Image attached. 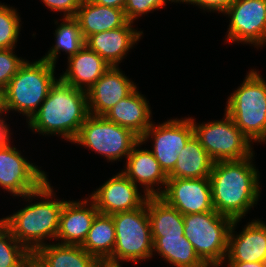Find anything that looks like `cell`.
Listing matches in <instances>:
<instances>
[{"mask_svg":"<svg viewBox=\"0 0 266 267\" xmlns=\"http://www.w3.org/2000/svg\"><path fill=\"white\" fill-rule=\"evenodd\" d=\"M254 157L213 163L209 179L213 208L219 214L238 220L257 205L261 187Z\"/></svg>","mask_w":266,"mask_h":267,"instance_id":"cell-1","label":"cell"},{"mask_svg":"<svg viewBox=\"0 0 266 267\" xmlns=\"http://www.w3.org/2000/svg\"><path fill=\"white\" fill-rule=\"evenodd\" d=\"M55 197L53 186L47 180L37 191L21 197L29 204L9 216L0 218L16 240L31 254L47 245L46 240H56L60 214L66 200ZM33 198H40V201L32 203Z\"/></svg>","mask_w":266,"mask_h":267,"instance_id":"cell-2","label":"cell"},{"mask_svg":"<svg viewBox=\"0 0 266 267\" xmlns=\"http://www.w3.org/2000/svg\"><path fill=\"white\" fill-rule=\"evenodd\" d=\"M86 91L64 82L59 76L37 112L27 122L39 135H58L73 142L89 116Z\"/></svg>","mask_w":266,"mask_h":267,"instance_id":"cell-3","label":"cell"},{"mask_svg":"<svg viewBox=\"0 0 266 267\" xmlns=\"http://www.w3.org/2000/svg\"><path fill=\"white\" fill-rule=\"evenodd\" d=\"M55 67L41 58L34 62L26 59L1 92V107L6 114L11 111L18 112L26 116L27 123L57 80Z\"/></svg>","mask_w":266,"mask_h":267,"instance_id":"cell-4","label":"cell"},{"mask_svg":"<svg viewBox=\"0 0 266 267\" xmlns=\"http://www.w3.org/2000/svg\"><path fill=\"white\" fill-rule=\"evenodd\" d=\"M229 96L224 109L235 125L251 141L266 142V80L251 69Z\"/></svg>","mask_w":266,"mask_h":267,"instance_id":"cell-5","label":"cell"},{"mask_svg":"<svg viewBox=\"0 0 266 267\" xmlns=\"http://www.w3.org/2000/svg\"><path fill=\"white\" fill-rule=\"evenodd\" d=\"M184 236L207 267H221L227 255L233 219L215 210L183 215Z\"/></svg>","mask_w":266,"mask_h":267,"instance_id":"cell-6","label":"cell"},{"mask_svg":"<svg viewBox=\"0 0 266 267\" xmlns=\"http://www.w3.org/2000/svg\"><path fill=\"white\" fill-rule=\"evenodd\" d=\"M139 141L140 137L131 129L113 123L105 116L89 115L72 143L89 148L112 163L127 158Z\"/></svg>","mask_w":266,"mask_h":267,"instance_id":"cell-7","label":"cell"},{"mask_svg":"<svg viewBox=\"0 0 266 267\" xmlns=\"http://www.w3.org/2000/svg\"><path fill=\"white\" fill-rule=\"evenodd\" d=\"M112 218L116 240L111 259L137 264L153 257V239L146 203L134 210L115 213Z\"/></svg>","mask_w":266,"mask_h":267,"instance_id":"cell-8","label":"cell"},{"mask_svg":"<svg viewBox=\"0 0 266 267\" xmlns=\"http://www.w3.org/2000/svg\"><path fill=\"white\" fill-rule=\"evenodd\" d=\"M194 136L213 162L243 160L254 153L251 141L225 112L222 120L197 123L190 117Z\"/></svg>","mask_w":266,"mask_h":267,"instance_id":"cell-9","label":"cell"},{"mask_svg":"<svg viewBox=\"0 0 266 267\" xmlns=\"http://www.w3.org/2000/svg\"><path fill=\"white\" fill-rule=\"evenodd\" d=\"M223 14L230 18L226 43L249 44L257 49L266 45V0H234Z\"/></svg>","mask_w":266,"mask_h":267,"instance_id":"cell-10","label":"cell"},{"mask_svg":"<svg viewBox=\"0 0 266 267\" xmlns=\"http://www.w3.org/2000/svg\"><path fill=\"white\" fill-rule=\"evenodd\" d=\"M193 135L190 117L175 118L161 124L153 122L140 137V141L144 144L151 138L150 141L153 143L150 151L161 169L168 175L174 169L178 154Z\"/></svg>","mask_w":266,"mask_h":267,"instance_id":"cell-11","label":"cell"},{"mask_svg":"<svg viewBox=\"0 0 266 267\" xmlns=\"http://www.w3.org/2000/svg\"><path fill=\"white\" fill-rule=\"evenodd\" d=\"M21 153L11 142L0 148V187L14 197L37 191L48 180L47 173Z\"/></svg>","mask_w":266,"mask_h":267,"instance_id":"cell-12","label":"cell"},{"mask_svg":"<svg viewBox=\"0 0 266 267\" xmlns=\"http://www.w3.org/2000/svg\"><path fill=\"white\" fill-rule=\"evenodd\" d=\"M183 215L213 211L211 184L206 178H168L159 196Z\"/></svg>","mask_w":266,"mask_h":267,"instance_id":"cell-13","label":"cell"},{"mask_svg":"<svg viewBox=\"0 0 266 267\" xmlns=\"http://www.w3.org/2000/svg\"><path fill=\"white\" fill-rule=\"evenodd\" d=\"M89 195L99 213L113 215L142 207L147 198L122 172L114 174Z\"/></svg>","mask_w":266,"mask_h":267,"instance_id":"cell-14","label":"cell"},{"mask_svg":"<svg viewBox=\"0 0 266 267\" xmlns=\"http://www.w3.org/2000/svg\"><path fill=\"white\" fill-rule=\"evenodd\" d=\"M241 219L234 220L229 232L225 262H265L266 259V222L253 219L242 231L236 227ZM236 233V234H235Z\"/></svg>","mask_w":266,"mask_h":267,"instance_id":"cell-15","label":"cell"},{"mask_svg":"<svg viewBox=\"0 0 266 267\" xmlns=\"http://www.w3.org/2000/svg\"><path fill=\"white\" fill-rule=\"evenodd\" d=\"M136 87L119 66H111L86 92L89 114L104 116Z\"/></svg>","mask_w":266,"mask_h":267,"instance_id":"cell-16","label":"cell"},{"mask_svg":"<svg viewBox=\"0 0 266 267\" xmlns=\"http://www.w3.org/2000/svg\"><path fill=\"white\" fill-rule=\"evenodd\" d=\"M141 145L143 143L139 141L133 147L121 172L136 186H141L144 194L149 197L160 196L165 189L168 176L161 169L150 149H141Z\"/></svg>","mask_w":266,"mask_h":267,"instance_id":"cell-17","label":"cell"},{"mask_svg":"<svg viewBox=\"0 0 266 267\" xmlns=\"http://www.w3.org/2000/svg\"><path fill=\"white\" fill-rule=\"evenodd\" d=\"M98 213L89 197L80 201L66 200L60 214L56 243L81 246Z\"/></svg>","mask_w":266,"mask_h":267,"instance_id":"cell-18","label":"cell"},{"mask_svg":"<svg viewBox=\"0 0 266 267\" xmlns=\"http://www.w3.org/2000/svg\"><path fill=\"white\" fill-rule=\"evenodd\" d=\"M133 25L128 21L122 27L90 35L85 45L110 66H119L143 35V31L134 29Z\"/></svg>","mask_w":266,"mask_h":267,"instance_id":"cell-19","label":"cell"},{"mask_svg":"<svg viewBox=\"0 0 266 267\" xmlns=\"http://www.w3.org/2000/svg\"><path fill=\"white\" fill-rule=\"evenodd\" d=\"M67 59V68L59 77L67 84L86 92L111 67L86 45Z\"/></svg>","mask_w":266,"mask_h":267,"instance_id":"cell-20","label":"cell"},{"mask_svg":"<svg viewBox=\"0 0 266 267\" xmlns=\"http://www.w3.org/2000/svg\"><path fill=\"white\" fill-rule=\"evenodd\" d=\"M104 116L113 123L131 129L139 137L153 123L150 103L137 87Z\"/></svg>","mask_w":266,"mask_h":267,"instance_id":"cell-21","label":"cell"},{"mask_svg":"<svg viewBox=\"0 0 266 267\" xmlns=\"http://www.w3.org/2000/svg\"><path fill=\"white\" fill-rule=\"evenodd\" d=\"M86 40L90 35L124 26L128 20L123 9L102 6L83 0L74 17Z\"/></svg>","mask_w":266,"mask_h":267,"instance_id":"cell-22","label":"cell"},{"mask_svg":"<svg viewBox=\"0 0 266 267\" xmlns=\"http://www.w3.org/2000/svg\"><path fill=\"white\" fill-rule=\"evenodd\" d=\"M39 267H93L96 258L79 245L49 243L32 254Z\"/></svg>","mask_w":266,"mask_h":267,"instance_id":"cell-23","label":"cell"},{"mask_svg":"<svg viewBox=\"0 0 266 267\" xmlns=\"http://www.w3.org/2000/svg\"><path fill=\"white\" fill-rule=\"evenodd\" d=\"M213 161L199 140L193 135L178 154L174 169L168 178H206L210 176Z\"/></svg>","mask_w":266,"mask_h":267,"instance_id":"cell-24","label":"cell"},{"mask_svg":"<svg viewBox=\"0 0 266 267\" xmlns=\"http://www.w3.org/2000/svg\"><path fill=\"white\" fill-rule=\"evenodd\" d=\"M153 252L175 267H207L184 235L152 237Z\"/></svg>","mask_w":266,"mask_h":267,"instance_id":"cell-25","label":"cell"},{"mask_svg":"<svg viewBox=\"0 0 266 267\" xmlns=\"http://www.w3.org/2000/svg\"><path fill=\"white\" fill-rule=\"evenodd\" d=\"M147 213L152 237L184 235L183 214L159 196L148 197Z\"/></svg>","mask_w":266,"mask_h":267,"instance_id":"cell-26","label":"cell"},{"mask_svg":"<svg viewBox=\"0 0 266 267\" xmlns=\"http://www.w3.org/2000/svg\"><path fill=\"white\" fill-rule=\"evenodd\" d=\"M61 21L59 24L58 20H54L57 25L54 33L55 44L41 58L55 66L61 51L69 58L85 46L78 21L74 17H62Z\"/></svg>","mask_w":266,"mask_h":267,"instance_id":"cell-27","label":"cell"},{"mask_svg":"<svg viewBox=\"0 0 266 267\" xmlns=\"http://www.w3.org/2000/svg\"><path fill=\"white\" fill-rule=\"evenodd\" d=\"M115 240L112 215L98 213L81 247L95 258H110L115 247Z\"/></svg>","mask_w":266,"mask_h":267,"instance_id":"cell-28","label":"cell"},{"mask_svg":"<svg viewBox=\"0 0 266 267\" xmlns=\"http://www.w3.org/2000/svg\"><path fill=\"white\" fill-rule=\"evenodd\" d=\"M31 261L32 254L0 220V267H28Z\"/></svg>","mask_w":266,"mask_h":267,"instance_id":"cell-29","label":"cell"},{"mask_svg":"<svg viewBox=\"0 0 266 267\" xmlns=\"http://www.w3.org/2000/svg\"><path fill=\"white\" fill-rule=\"evenodd\" d=\"M17 8L0 2V49L16 48L21 31Z\"/></svg>","mask_w":266,"mask_h":267,"instance_id":"cell-30","label":"cell"},{"mask_svg":"<svg viewBox=\"0 0 266 267\" xmlns=\"http://www.w3.org/2000/svg\"><path fill=\"white\" fill-rule=\"evenodd\" d=\"M15 48L0 49V93L16 75L25 59L15 54Z\"/></svg>","mask_w":266,"mask_h":267,"instance_id":"cell-31","label":"cell"},{"mask_svg":"<svg viewBox=\"0 0 266 267\" xmlns=\"http://www.w3.org/2000/svg\"><path fill=\"white\" fill-rule=\"evenodd\" d=\"M170 0H126L124 5V12L127 20L134 23L145 14L153 13L158 9H163L167 2Z\"/></svg>","mask_w":266,"mask_h":267,"instance_id":"cell-32","label":"cell"},{"mask_svg":"<svg viewBox=\"0 0 266 267\" xmlns=\"http://www.w3.org/2000/svg\"><path fill=\"white\" fill-rule=\"evenodd\" d=\"M83 0H41L52 12L63 13V17H75Z\"/></svg>","mask_w":266,"mask_h":267,"instance_id":"cell-33","label":"cell"},{"mask_svg":"<svg viewBox=\"0 0 266 267\" xmlns=\"http://www.w3.org/2000/svg\"><path fill=\"white\" fill-rule=\"evenodd\" d=\"M234 0H183L185 4L198 6L204 12H221L222 14L231 5Z\"/></svg>","mask_w":266,"mask_h":267,"instance_id":"cell-34","label":"cell"},{"mask_svg":"<svg viewBox=\"0 0 266 267\" xmlns=\"http://www.w3.org/2000/svg\"><path fill=\"white\" fill-rule=\"evenodd\" d=\"M2 115L6 117V112L1 108L0 109V148L8 145L11 142L10 140L12 138L11 137L12 133L9 130L10 129L9 124L7 125V122H6V120L8 119H5V117H3Z\"/></svg>","mask_w":266,"mask_h":267,"instance_id":"cell-35","label":"cell"},{"mask_svg":"<svg viewBox=\"0 0 266 267\" xmlns=\"http://www.w3.org/2000/svg\"><path fill=\"white\" fill-rule=\"evenodd\" d=\"M121 262V264H120ZM122 261L111 258H96L93 267H122Z\"/></svg>","mask_w":266,"mask_h":267,"instance_id":"cell-36","label":"cell"},{"mask_svg":"<svg viewBox=\"0 0 266 267\" xmlns=\"http://www.w3.org/2000/svg\"><path fill=\"white\" fill-rule=\"evenodd\" d=\"M93 3L124 10L126 0H90Z\"/></svg>","mask_w":266,"mask_h":267,"instance_id":"cell-37","label":"cell"},{"mask_svg":"<svg viewBox=\"0 0 266 267\" xmlns=\"http://www.w3.org/2000/svg\"><path fill=\"white\" fill-rule=\"evenodd\" d=\"M227 263V265H226ZM228 267H266L265 262H226Z\"/></svg>","mask_w":266,"mask_h":267,"instance_id":"cell-38","label":"cell"},{"mask_svg":"<svg viewBox=\"0 0 266 267\" xmlns=\"http://www.w3.org/2000/svg\"><path fill=\"white\" fill-rule=\"evenodd\" d=\"M170 2H171V3L174 2V4H175V3H179V4H180L181 2L183 3V0H170Z\"/></svg>","mask_w":266,"mask_h":267,"instance_id":"cell-39","label":"cell"},{"mask_svg":"<svg viewBox=\"0 0 266 267\" xmlns=\"http://www.w3.org/2000/svg\"><path fill=\"white\" fill-rule=\"evenodd\" d=\"M28 267H37V264L32 260Z\"/></svg>","mask_w":266,"mask_h":267,"instance_id":"cell-40","label":"cell"},{"mask_svg":"<svg viewBox=\"0 0 266 267\" xmlns=\"http://www.w3.org/2000/svg\"><path fill=\"white\" fill-rule=\"evenodd\" d=\"M2 107H1V93H0V109H1Z\"/></svg>","mask_w":266,"mask_h":267,"instance_id":"cell-41","label":"cell"}]
</instances>
